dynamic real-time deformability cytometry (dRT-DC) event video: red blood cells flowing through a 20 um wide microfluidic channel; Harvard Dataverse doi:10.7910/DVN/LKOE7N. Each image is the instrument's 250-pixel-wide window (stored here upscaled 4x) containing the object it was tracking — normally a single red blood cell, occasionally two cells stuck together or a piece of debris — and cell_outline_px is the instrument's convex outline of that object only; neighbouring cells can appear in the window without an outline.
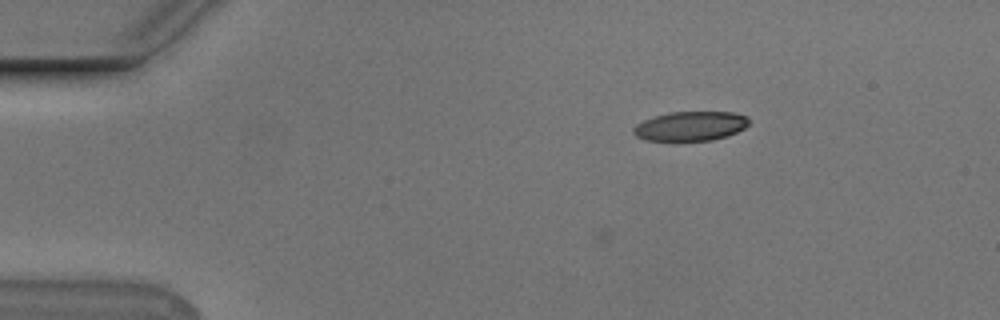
{"species": "Egyptian fruit bat (a non-hibernating species)", "species_latin": "Rousettus aegyptiacus", "temperature_condition": "cold", "stored_images_in_passage": 3, "camera_frame_rate_fps": 3000, "um_per_image_px": 0.085, "animal": {"sex": "male"}, "frame": {"image": 1, "passage_image": 1, "time_ms": 0.0, "image_size_px": [1000, 320], "cell_outline_px": [[748, 124], [744, 128], [728, 136], [712, 140], [676, 144], [644, 140], [636, 136], [632, 132], [632, 128], [636, 124], [644, 120], [668, 112], [736, 112], [748, 116]], "centroid_in_image_um": [58.64, 10.77], "position_along_channel_um": 26.4, "area_um2": 20.75}}